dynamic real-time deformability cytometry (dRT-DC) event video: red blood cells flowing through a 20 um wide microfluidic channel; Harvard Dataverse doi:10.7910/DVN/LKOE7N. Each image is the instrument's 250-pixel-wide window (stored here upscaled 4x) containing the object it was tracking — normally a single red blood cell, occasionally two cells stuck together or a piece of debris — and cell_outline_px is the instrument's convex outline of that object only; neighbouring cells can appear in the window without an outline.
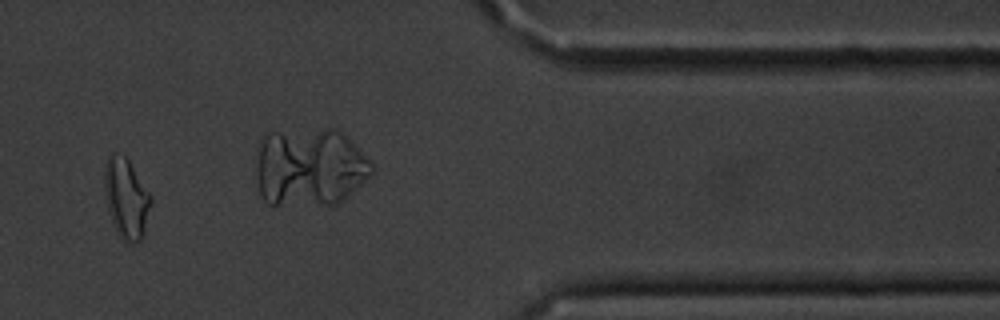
{"species": "common noctule bat (a hibernating species)", "species_latin": "Nyctalus noctula", "temperature_condition": "cold", "stored_images_in_passage": 12, "camera_frame_rate_fps": 3000, "um_per_image_px": 0.085, "animal": {"sex": "male", "body_mass_g": 20.1, "forearm_length_mm": 53.5}, "frame": {"image": 1, "passage_image": 9, "time_ms": 10.333, "image_size_px": [1000, 320], "cell_outline_px": [[152, 200], [144, 232], [140, 240], [124, 240], [120, 236], [112, 220], [108, 208], [104, 188], [104, 168], [108, 156], [112, 152], [124, 156], [128, 160], [152, 196]], "centroid_in_image_um": [10.73, 16.79], "position_along_channel_um": 400.7, "area_um2": 21.1}}